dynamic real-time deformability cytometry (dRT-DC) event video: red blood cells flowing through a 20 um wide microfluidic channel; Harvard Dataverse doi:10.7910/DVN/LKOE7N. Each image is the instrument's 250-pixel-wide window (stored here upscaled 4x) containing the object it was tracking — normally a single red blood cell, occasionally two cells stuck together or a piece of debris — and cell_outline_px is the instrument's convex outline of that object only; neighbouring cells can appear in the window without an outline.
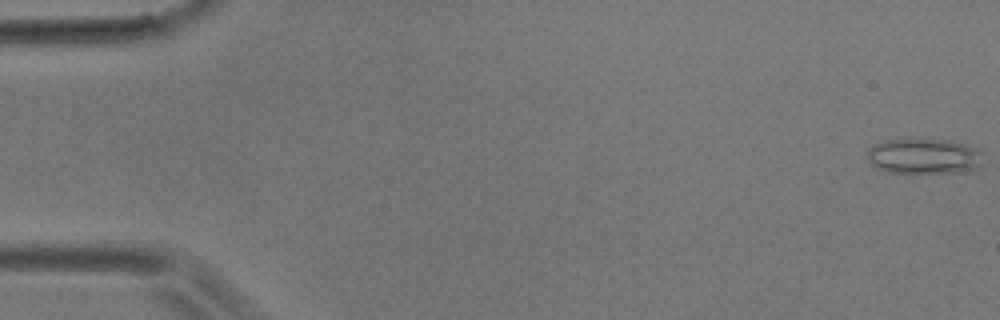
{"species": "common noctule bat (a hibernating species)", "species_latin": "Nyctalus noctula", "temperature_condition": "room temperature", "stored_images_in_passage": 6, "camera_frame_rate_fps": 3000, "um_per_image_px": 0.085, "animal": {"sex": "male", "body_mass_g": 17.9}, "frame": {"image": 1, "passage_image": 1, "time_ms": 0.0, "image_size_px": [1000, 320], "cell_outline_px": [[980, 164], [976, 168], [956, 172], [888, 172], [876, 168], [868, 160], [868, 148], [876, 144], [888, 140], [940, 140], [964, 144], [980, 152]], "centroid_in_image_um": [78.46, 13.29], "position_along_channel_um": 6.5, "area_um2": 23.0}}
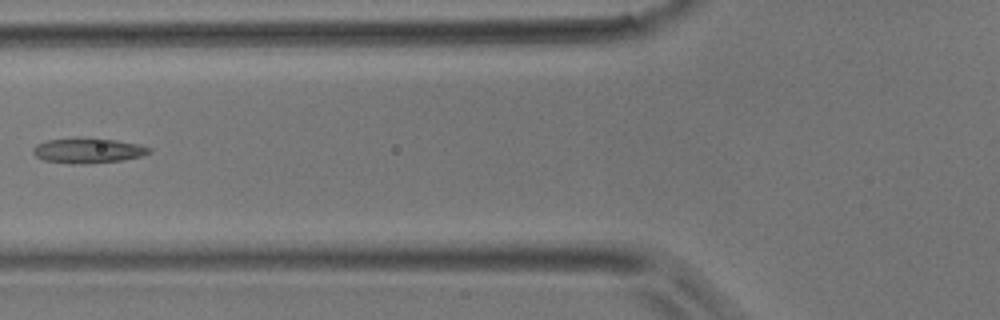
{"frame": {"image": 2, "passage_image": 6, "time_ms": 1.667, "image_size_px": [1000, 320], "cell_outline_px": [[152, 152], [140, 156], [120, 160], [84, 164], [68, 164], [44, 160], [36, 156], [32, 152], [32, 148], [36, 144], [48, 140], [76, 136], [84, 136], [116, 140], [136, 144], [152, 148]], "centroid_in_image_um": [7.42, 12.77], "position_along_channel_um": 118.4, "area_um2": 17.34}}